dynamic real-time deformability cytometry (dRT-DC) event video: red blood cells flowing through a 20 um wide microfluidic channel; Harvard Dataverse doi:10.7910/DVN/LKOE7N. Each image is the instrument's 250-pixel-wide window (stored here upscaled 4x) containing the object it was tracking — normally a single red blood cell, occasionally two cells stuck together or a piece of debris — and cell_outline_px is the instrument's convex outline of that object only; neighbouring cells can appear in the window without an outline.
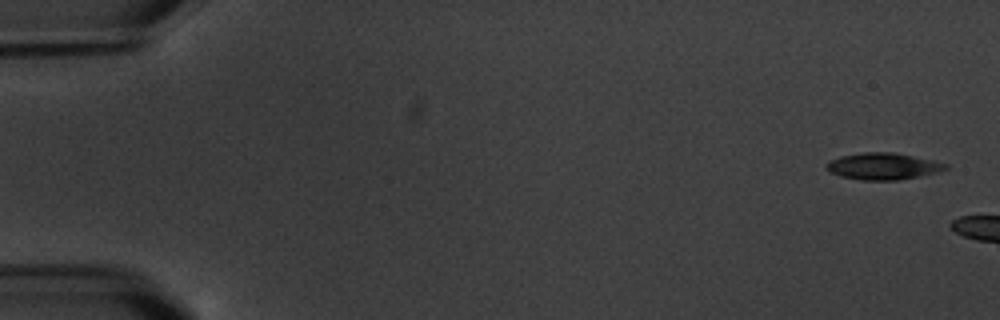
{"species": "common noctule bat (a hibernating species)", "species_latin": "Nyctalus noctula", "temperature_condition": "warm", "stored_images_in_passage": 7, "camera_frame_rate_fps": 3000, "um_per_image_px": 0.085, "animal": {"sex": "male", "body_mass_g": 20.1, "forearm_length_mm": 53.5}, "frame": {"image": 1, "passage_image": 1, "time_ms": 0.0, "image_size_px": [1000, 320], "cell_outline_px": [[948, 168], [936, 172], [920, 176], [896, 180], [864, 180], [840, 176], [828, 172], [824, 164], [828, 160], [840, 156], [864, 152], [892, 152], [936, 160], [948, 164]], "centroid_in_image_um": [75.03, 14.12], "position_along_channel_um": 10.0, "area_um2": 18.67}}
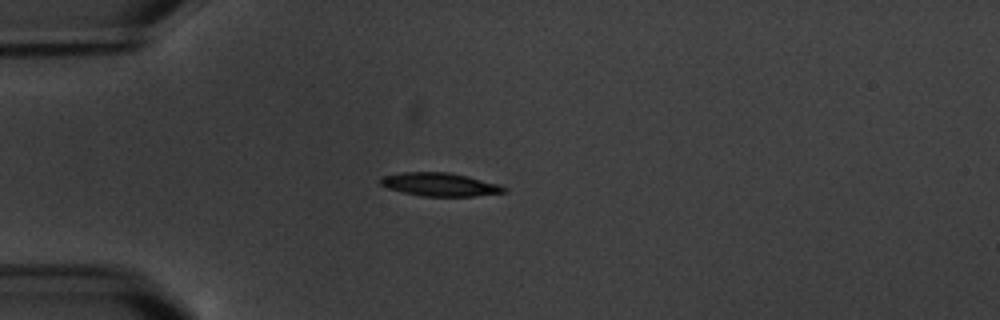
{"frame": {"image": 2, "passage_image": 5, "time_ms": 6.667, "image_size_px": [1000, 320], "cell_outline_px": [[508, 192], [472, 196], [420, 196], [388, 188], [380, 184], [380, 176], [404, 172], [448, 172], [468, 176], [496, 184], [508, 188]], "centroid_in_image_um": [37.37, 15.68], "position_along_channel_um": 47.6, "area_um2": 16.7}}